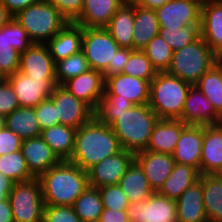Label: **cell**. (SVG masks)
<instances>
[{"mask_svg":"<svg viewBox=\"0 0 222 222\" xmlns=\"http://www.w3.org/2000/svg\"><path fill=\"white\" fill-rule=\"evenodd\" d=\"M94 116L101 123L110 125L122 148L133 154L146 150L159 120L148 104L133 105L122 113L94 112Z\"/></svg>","mask_w":222,"mask_h":222,"instance_id":"cell-1","label":"cell"},{"mask_svg":"<svg viewBox=\"0 0 222 222\" xmlns=\"http://www.w3.org/2000/svg\"><path fill=\"white\" fill-rule=\"evenodd\" d=\"M122 150L120 141L110 125L101 123L94 116L77 129L74 151L68 161L88 171L103 159Z\"/></svg>","mask_w":222,"mask_h":222,"instance_id":"cell-2","label":"cell"},{"mask_svg":"<svg viewBox=\"0 0 222 222\" xmlns=\"http://www.w3.org/2000/svg\"><path fill=\"white\" fill-rule=\"evenodd\" d=\"M38 178L44 205L72 206L89 186L88 172L68 160H61Z\"/></svg>","mask_w":222,"mask_h":222,"instance_id":"cell-3","label":"cell"},{"mask_svg":"<svg viewBox=\"0 0 222 222\" xmlns=\"http://www.w3.org/2000/svg\"><path fill=\"white\" fill-rule=\"evenodd\" d=\"M191 86L166 72L157 73L150 82L148 105L159 119L179 120Z\"/></svg>","mask_w":222,"mask_h":222,"instance_id":"cell-4","label":"cell"},{"mask_svg":"<svg viewBox=\"0 0 222 222\" xmlns=\"http://www.w3.org/2000/svg\"><path fill=\"white\" fill-rule=\"evenodd\" d=\"M215 64H217L216 54L200 36L196 41L173 52L171 64L166 73L193 86Z\"/></svg>","mask_w":222,"mask_h":222,"instance_id":"cell-5","label":"cell"},{"mask_svg":"<svg viewBox=\"0 0 222 222\" xmlns=\"http://www.w3.org/2000/svg\"><path fill=\"white\" fill-rule=\"evenodd\" d=\"M14 18L25 29L33 43H47L68 21L47 0L19 11Z\"/></svg>","mask_w":222,"mask_h":222,"instance_id":"cell-6","label":"cell"},{"mask_svg":"<svg viewBox=\"0 0 222 222\" xmlns=\"http://www.w3.org/2000/svg\"><path fill=\"white\" fill-rule=\"evenodd\" d=\"M8 200L14 222H42L44 201L38 177L14 183Z\"/></svg>","mask_w":222,"mask_h":222,"instance_id":"cell-7","label":"cell"},{"mask_svg":"<svg viewBox=\"0 0 222 222\" xmlns=\"http://www.w3.org/2000/svg\"><path fill=\"white\" fill-rule=\"evenodd\" d=\"M119 48L106 28H83L81 51L90 69L104 74L109 65H114L115 53Z\"/></svg>","mask_w":222,"mask_h":222,"instance_id":"cell-8","label":"cell"},{"mask_svg":"<svg viewBox=\"0 0 222 222\" xmlns=\"http://www.w3.org/2000/svg\"><path fill=\"white\" fill-rule=\"evenodd\" d=\"M127 213L130 222H177L176 201L158 192L129 203Z\"/></svg>","mask_w":222,"mask_h":222,"instance_id":"cell-9","label":"cell"},{"mask_svg":"<svg viewBox=\"0 0 222 222\" xmlns=\"http://www.w3.org/2000/svg\"><path fill=\"white\" fill-rule=\"evenodd\" d=\"M49 99L53 102L59 124L78 129L94 117V110L76 98L61 85H57Z\"/></svg>","mask_w":222,"mask_h":222,"instance_id":"cell-10","label":"cell"},{"mask_svg":"<svg viewBox=\"0 0 222 222\" xmlns=\"http://www.w3.org/2000/svg\"><path fill=\"white\" fill-rule=\"evenodd\" d=\"M6 79L17 95L20 107H36L48 99L57 86L55 78H33L19 70Z\"/></svg>","mask_w":222,"mask_h":222,"instance_id":"cell-11","label":"cell"},{"mask_svg":"<svg viewBox=\"0 0 222 222\" xmlns=\"http://www.w3.org/2000/svg\"><path fill=\"white\" fill-rule=\"evenodd\" d=\"M102 99H123L133 105L148 104L150 99V82L123 73L105 80V93Z\"/></svg>","mask_w":222,"mask_h":222,"instance_id":"cell-12","label":"cell"},{"mask_svg":"<svg viewBox=\"0 0 222 222\" xmlns=\"http://www.w3.org/2000/svg\"><path fill=\"white\" fill-rule=\"evenodd\" d=\"M203 0H172L155 10L160 28L200 25Z\"/></svg>","mask_w":222,"mask_h":222,"instance_id":"cell-13","label":"cell"},{"mask_svg":"<svg viewBox=\"0 0 222 222\" xmlns=\"http://www.w3.org/2000/svg\"><path fill=\"white\" fill-rule=\"evenodd\" d=\"M134 160L135 154L124 149L103 159L87 171L89 186L100 188L106 185L118 184Z\"/></svg>","mask_w":222,"mask_h":222,"instance_id":"cell-14","label":"cell"},{"mask_svg":"<svg viewBox=\"0 0 222 222\" xmlns=\"http://www.w3.org/2000/svg\"><path fill=\"white\" fill-rule=\"evenodd\" d=\"M61 86L95 111L105 93L104 74L89 69L87 72L65 81Z\"/></svg>","mask_w":222,"mask_h":222,"instance_id":"cell-15","label":"cell"},{"mask_svg":"<svg viewBox=\"0 0 222 222\" xmlns=\"http://www.w3.org/2000/svg\"><path fill=\"white\" fill-rule=\"evenodd\" d=\"M220 116L196 85L190 87L181 118L187 125H218Z\"/></svg>","mask_w":222,"mask_h":222,"instance_id":"cell-16","label":"cell"},{"mask_svg":"<svg viewBox=\"0 0 222 222\" xmlns=\"http://www.w3.org/2000/svg\"><path fill=\"white\" fill-rule=\"evenodd\" d=\"M135 161L142 168L154 192L161 188L176 164L172 155L148 150L136 153Z\"/></svg>","mask_w":222,"mask_h":222,"instance_id":"cell-17","label":"cell"},{"mask_svg":"<svg viewBox=\"0 0 222 222\" xmlns=\"http://www.w3.org/2000/svg\"><path fill=\"white\" fill-rule=\"evenodd\" d=\"M203 125H187L181 132L172 154L176 163L192 166L200 172Z\"/></svg>","mask_w":222,"mask_h":222,"instance_id":"cell-18","label":"cell"},{"mask_svg":"<svg viewBox=\"0 0 222 222\" xmlns=\"http://www.w3.org/2000/svg\"><path fill=\"white\" fill-rule=\"evenodd\" d=\"M200 36L215 54L222 48V0H203Z\"/></svg>","mask_w":222,"mask_h":222,"instance_id":"cell-19","label":"cell"},{"mask_svg":"<svg viewBox=\"0 0 222 222\" xmlns=\"http://www.w3.org/2000/svg\"><path fill=\"white\" fill-rule=\"evenodd\" d=\"M19 71L33 78H55V63L46 43H33L20 54Z\"/></svg>","mask_w":222,"mask_h":222,"instance_id":"cell-20","label":"cell"},{"mask_svg":"<svg viewBox=\"0 0 222 222\" xmlns=\"http://www.w3.org/2000/svg\"><path fill=\"white\" fill-rule=\"evenodd\" d=\"M21 151L29 171L35 177H39L61 161L41 136L23 140Z\"/></svg>","mask_w":222,"mask_h":222,"instance_id":"cell-21","label":"cell"},{"mask_svg":"<svg viewBox=\"0 0 222 222\" xmlns=\"http://www.w3.org/2000/svg\"><path fill=\"white\" fill-rule=\"evenodd\" d=\"M83 27L75 22H68L47 43L54 63L77 54L82 47Z\"/></svg>","mask_w":222,"mask_h":222,"instance_id":"cell-22","label":"cell"},{"mask_svg":"<svg viewBox=\"0 0 222 222\" xmlns=\"http://www.w3.org/2000/svg\"><path fill=\"white\" fill-rule=\"evenodd\" d=\"M126 0H84L80 16L74 21L83 28H105Z\"/></svg>","mask_w":222,"mask_h":222,"instance_id":"cell-23","label":"cell"},{"mask_svg":"<svg viewBox=\"0 0 222 222\" xmlns=\"http://www.w3.org/2000/svg\"><path fill=\"white\" fill-rule=\"evenodd\" d=\"M186 126L187 124L182 120L159 119L154 126L146 150L172 155Z\"/></svg>","mask_w":222,"mask_h":222,"instance_id":"cell-24","label":"cell"},{"mask_svg":"<svg viewBox=\"0 0 222 222\" xmlns=\"http://www.w3.org/2000/svg\"><path fill=\"white\" fill-rule=\"evenodd\" d=\"M221 167L222 128L219 124L203 126L200 174H215Z\"/></svg>","mask_w":222,"mask_h":222,"instance_id":"cell-25","label":"cell"},{"mask_svg":"<svg viewBox=\"0 0 222 222\" xmlns=\"http://www.w3.org/2000/svg\"><path fill=\"white\" fill-rule=\"evenodd\" d=\"M176 214L177 222H208L199 181L187 188L176 200Z\"/></svg>","mask_w":222,"mask_h":222,"instance_id":"cell-26","label":"cell"},{"mask_svg":"<svg viewBox=\"0 0 222 222\" xmlns=\"http://www.w3.org/2000/svg\"><path fill=\"white\" fill-rule=\"evenodd\" d=\"M134 4L126 1L105 27L119 47L133 49Z\"/></svg>","mask_w":222,"mask_h":222,"instance_id":"cell-27","label":"cell"},{"mask_svg":"<svg viewBox=\"0 0 222 222\" xmlns=\"http://www.w3.org/2000/svg\"><path fill=\"white\" fill-rule=\"evenodd\" d=\"M159 28L155 10L134 5L133 50H143Z\"/></svg>","mask_w":222,"mask_h":222,"instance_id":"cell-28","label":"cell"},{"mask_svg":"<svg viewBox=\"0 0 222 222\" xmlns=\"http://www.w3.org/2000/svg\"><path fill=\"white\" fill-rule=\"evenodd\" d=\"M200 172L192 166L176 163L169 177L157 191L172 200H177L189 187L198 182Z\"/></svg>","mask_w":222,"mask_h":222,"instance_id":"cell-29","label":"cell"},{"mask_svg":"<svg viewBox=\"0 0 222 222\" xmlns=\"http://www.w3.org/2000/svg\"><path fill=\"white\" fill-rule=\"evenodd\" d=\"M3 125L22 140L39 137L42 131L33 107L15 109L3 118Z\"/></svg>","mask_w":222,"mask_h":222,"instance_id":"cell-30","label":"cell"},{"mask_svg":"<svg viewBox=\"0 0 222 222\" xmlns=\"http://www.w3.org/2000/svg\"><path fill=\"white\" fill-rule=\"evenodd\" d=\"M198 181L208 222H222V180L215 174H200Z\"/></svg>","mask_w":222,"mask_h":222,"instance_id":"cell-31","label":"cell"},{"mask_svg":"<svg viewBox=\"0 0 222 222\" xmlns=\"http://www.w3.org/2000/svg\"><path fill=\"white\" fill-rule=\"evenodd\" d=\"M77 129L58 124L41 131V138L51 147L60 160H69L75 146Z\"/></svg>","mask_w":222,"mask_h":222,"instance_id":"cell-32","label":"cell"},{"mask_svg":"<svg viewBox=\"0 0 222 222\" xmlns=\"http://www.w3.org/2000/svg\"><path fill=\"white\" fill-rule=\"evenodd\" d=\"M118 185L128 197L130 203L146 200L154 193L142 168L135 160L119 180Z\"/></svg>","mask_w":222,"mask_h":222,"instance_id":"cell-33","label":"cell"},{"mask_svg":"<svg viewBox=\"0 0 222 222\" xmlns=\"http://www.w3.org/2000/svg\"><path fill=\"white\" fill-rule=\"evenodd\" d=\"M72 208L81 222H98L104 210L99 189L88 186L74 201Z\"/></svg>","mask_w":222,"mask_h":222,"instance_id":"cell-34","label":"cell"},{"mask_svg":"<svg viewBox=\"0 0 222 222\" xmlns=\"http://www.w3.org/2000/svg\"><path fill=\"white\" fill-rule=\"evenodd\" d=\"M196 86L211 102L216 113L222 117V68L215 64L200 77Z\"/></svg>","mask_w":222,"mask_h":222,"instance_id":"cell-35","label":"cell"},{"mask_svg":"<svg viewBox=\"0 0 222 222\" xmlns=\"http://www.w3.org/2000/svg\"><path fill=\"white\" fill-rule=\"evenodd\" d=\"M0 172L14 183L28 181L35 177L29 171L21 150L0 155Z\"/></svg>","mask_w":222,"mask_h":222,"instance_id":"cell-36","label":"cell"},{"mask_svg":"<svg viewBox=\"0 0 222 222\" xmlns=\"http://www.w3.org/2000/svg\"><path fill=\"white\" fill-rule=\"evenodd\" d=\"M142 51L157 73L167 72L174 51L159 34L152 38Z\"/></svg>","mask_w":222,"mask_h":222,"instance_id":"cell-37","label":"cell"},{"mask_svg":"<svg viewBox=\"0 0 222 222\" xmlns=\"http://www.w3.org/2000/svg\"><path fill=\"white\" fill-rule=\"evenodd\" d=\"M159 35L173 51L182 49L200 37V25H184L177 28H159Z\"/></svg>","mask_w":222,"mask_h":222,"instance_id":"cell-38","label":"cell"},{"mask_svg":"<svg viewBox=\"0 0 222 222\" xmlns=\"http://www.w3.org/2000/svg\"><path fill=\"white\" fill-rule=\"evenodd\" d=\"M90 69L84 53L80 51L66 59L55 63V81L57 85H62L65 81L76 77Z\"/></svg>","mask_w":222,"mask_h":222,"instance_id":"cell-39","label":"cell"},{"mask_svg":"<svg viewBox=\"0 0 222 222\" xmlns=\"http://www.w3.org/2000/svg\"><path fill=\"white\" fill-rule=\"evenodd\" d=\"M122 73L149 82H151L157 74L150 60L142 50L131 51Z\"/></svg>","mask_w":222,"mask_h":222,"instance_id":"cell-40","label":"cell"},{"mask_svg":"<svg viewBox=\"0 0 222 222\" xmlns=\"http://www.w3.org/2000/svg\"><path fill=\"white\" fill-rule=\"evenodd\" d=\"M0 43L11 44L20 54L33 44L14 17L0 30Z\"/></svg>","mask_w":222,"mask_h":222,"instance_id":"cell-41","label":"cell"},{"mask_svg":"<svg viewBox=\"0 0 222 222\" xmlns=\"http://www.w3.org/2000/svg\"><path fill=\"white\" fill-rule=\"evenodd\" d=\"M104 208L112 210H127L129 199L118 184L106 185L98 188Z\"/></svg>","mask_w":222,"mask_h":222,"instance_id":"cell-42","label":"cell"},{"mask_svg":"<svg viewBox=\"0 0 222 222\" xmlns=\"http://www.w3.org/2000/svg\"><path fill=\"white\" fill-rule=\"evenodd\" d=\"M20 53L11 44L0 43V78H7L19 70Z\"/></svg>","mask_w":222,"mask_h":222,"instance_id":"cell-43","label":"cell"},{"mask_svg":"<svg viewBox=\"0 0 222 222\" xmlns=\"http://www.w3.org/2000/svg\"><path fill=\"white\" fill-rule=\"evenodd\" d=\"M42 222H81L72 206L44 205Z\"/></svg>","mask_w":222,"mask_h":222,"instance_id":"cell-44","label":"cell"},{"mask_svg":"<svg viewBox=\"0 0 222 222\" xmlns=\"http://www.w3.org/2000/svg\"><path fill=\"white\" fill-rule=\"evenodd\" d=\"M17 95L6 78H0V116L5 117L19 108Z\"/></svg>","mask_w":222,"mask_h":222,"instance_id":"cell-45","label":"cell"},{"mask_svg":"<svg viewBox=\"0 0 222 222\" xmlns=\"http://www.w3.org/2000/svg\"><path fill=\"white\" fill-rule=\"evenodd\" d=\"M34 108L41 130L59 124L55 106L49 98L41 101Z\"/></svg>","mask_w":222,"mask_h":222,"instance_id":"cell-46","label":"cell"},{"mask_svg":"<svg viewBox=\"0 0 222 222\" xmlns=\"http://www.w3.org/2000/svg\"><path fill=\"white\" fill-rule=\"evenodd\" d=\"M68 21L74 22L81 14L84 0H47Z\"/></svg>","mask_w":222,"mask_h":222,"instance_id":"cell-47","label":"cell"},{"mask_svg":"<svg viewBox=\"0 0 222 222\" xmlns=\"http://www.w3.org/2000/svg\"><path fill=\"white\" fill-rule=\"evenodd\" d=\"M23 140L7 129L4 125L0 128V155L21 150Z\"/></svg>","mask_w":222,"mask_h":222,"instance_id":"cell-48","label":"cell"},{"mask_svg":"<svg viewBox=\"0 0 222 222\" xmlns=\"http://www.w3.org/2000/svg\"><path fill=\"white\" fill-rule=\"evenodd\" d=\"M133 49L120 47L115 53L114 65H109L107 71L104 73V79L108 77L121 74L124 66L128 61L130 53Z\"/></svg>","mask_w":222,"mask_h":222,"instance_id":"cell-49","label":"cell"},{"mask_svg":"<svg viewBox=\"0 0 222 222\" xmlns=\"http://www.w3.org/2000/svg\"><path fill=\"white\" fill-rule=\"evenodd\" d=\"M133 104L123 99H101L97 109L94 112H113L122 113L129 110Z\"/></svg>","mask_w":222,"mask_h":222,"instance_id":"cell-50","label":"cell"},{"mask_svg":"<svg viewBox=\"0 0 222 222\" xmlns=\"http://www.w3.org/2000/svg\"><path fill=\"white\" fill-rule=\"evenodd\" d=\"M99 222H130L127 210H112L104 208Z\"/></svg>","mask_w":222,"mask_h":222,"instance_id":"cell-51","label":"cell"},{"mask_svg":"<svg viewBox=\"0 0 222 222\" xmlns=\"http://www.w3.org/2000/svg\"><path fill=\"white\" fill-rule=\"evenodd\" d=\"M8 11L15 16L19 11L42 0H0Z\"/></svg>","mask_w":222,"mask_h":222,"instance_id":"cell-52","label":"cell"},{"mask_svg":"<svg viewBox=\"0 0 222 222\" xmlns=\"http://www.w3.org/2000/svg\"><path fill=\"white\" fill-rule=\"evenodd\" d=\"M0 222H14L8 198L0 201Z\"/></svg>","mask_w":222,"mask_h":222,"instance_id":"cell-53","label":"cell"},{"mask_svg":"<svg viewBox=\"0 0 222 222\" xmlns=\"http://www.w3.org/2000/svg\"><path fill=\"white\" fill-rule=\"evenodd\" d=\"M14 182L0 172V201L8 198Z\"/></svg>","mask_w":222,"mask_h":222,"instance_id":"cell-54","label":"cell"},{"mask_svg":"<svg viewBox=\"0 0 222 222\" xmlns=\"http://www.w3.org/2000/svg\"><path fill=\"white\" fill-rule=\"evenodd\" d=\"M172 0H134L132 3L136 6L156 10Z\"/></svg>","mask_w":222,"mask_h":222,"instance_id":"cell-55","label":"cell"},{"mask_svg":"<svg viewBox=\"0 0 222 222\" xmlns=\"http://www.w3.org/2000/svg\"><path fill=\"white\" fill-rule=\"evenodd\" d=\"M14 16L0 1V30L13 18Z\"/></svg>","mask_w":222,"mask_h":222,"instance_id":"cell-56","label":"cell"},{"mask_svg":"<svg viewBox=\"0 0 222 222\" xmlns=\"http://www.w3.org/2000/svg\"><path fill=\"white\" fill-rule=\"evenodd\" d=\"M216 63H222V48L220 51L216 54Z\"/></svg>","mask_w":222,"mask_h":222,"instance_id":"cell-57","label":"cell"},{"mask_svg":"<svg viewBox=\"0 0 222 222\" xmlns=\"http://www.w3.org/2000/svg\"><path fill=\"white\" fill-rule=\"evenodd\" d=\"M215 175L222 180V167L215 173Z\"/></svg>","mask_w":222,"mask_h":222,"instance_id":"cell-58","label":"cell"},{"mask_svg":"<svg viewBox=\"0 0 222 222\" xmlns=\"http://www.w3.org/2000/svg\"><path fill=\"white\" fill-rule=\"evenodd\" d=\"M3 126V117L0 116V128Z\"/></svg>","mask_w":222,"mask_h":222,"instance_id":"cell-59","label":"cell"},{"mask_svg":"<svg viewBox=\"0 0 222 222\" xmlns=\"http://www.w3.org/2000/svg\"><path fill=\"white\" fill-rule=\"evenodd\" d=\"M219 125H220V126H221V128H222V117L220 118Z\"/></svg>","mask_w":222,"mask_h":222,"instance_id":"cell-60","label":"cell"}]
</instances>
